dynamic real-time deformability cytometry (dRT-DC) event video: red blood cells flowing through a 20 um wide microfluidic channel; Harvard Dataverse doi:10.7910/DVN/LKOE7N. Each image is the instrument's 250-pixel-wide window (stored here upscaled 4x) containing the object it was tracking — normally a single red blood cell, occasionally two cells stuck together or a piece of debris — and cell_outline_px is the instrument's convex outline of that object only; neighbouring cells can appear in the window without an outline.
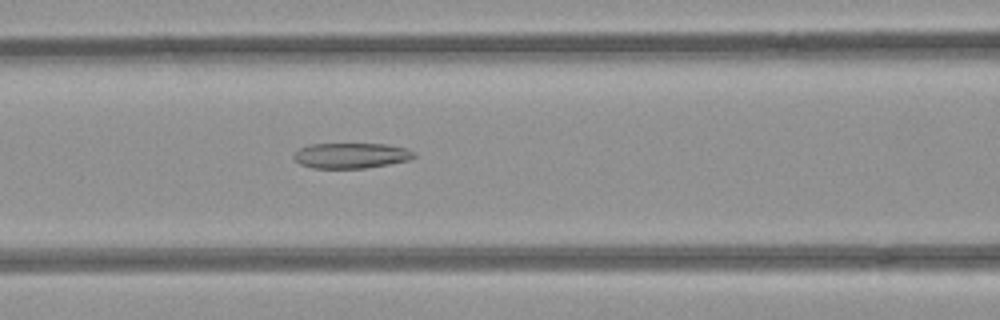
{"species": "common noctule bat (a hibernating species)", "species_latin": "Nyctalus noctula", "temperature_condition": "room temperature", "stored_images_in_passage": 53, "camera_frame_rate_fps": 3000, "um_per_image_px": 0.085, "animal": {"sex": "female", "body_mass_g": 21.9}, "frame": {"image": 1, "passage_image": 23, "time_ms": 7.333, "image_size_px": [1000, 320], "cell_outline_px": [[416, 156], [412, 160], [364, 168], [312, 168], [300, 164], [292, 156], [300, 148], [308, 144], [388, 144], [408, 148], [416, 152]], "centroid_in_image_um": [29.9, 13.22], "position_along_channel_um": 136.7, "area_um2": 17.98}}
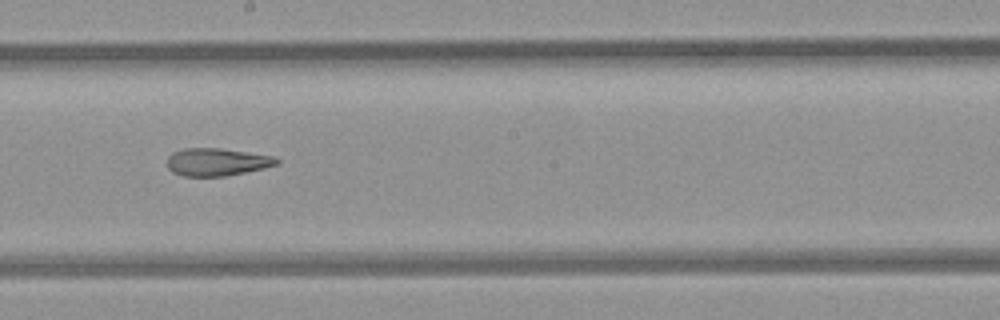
{"frame": {"image": 2, "passage_image": 30, "time_ms": 9.667, "image_size_px": [1000, 320], "cell_outline_px": [[280, 160], [276, 164], [264, 168], [224, 176], [184, 176], [172, 172], [168, 168], [168, 156], [172, 152], [184, 148], [220, 148], [272, 156]], "centroid_in_image_um": [18.39, 13.76], "position_along_channel_um": 229.8, "area_um2": 17.46}}
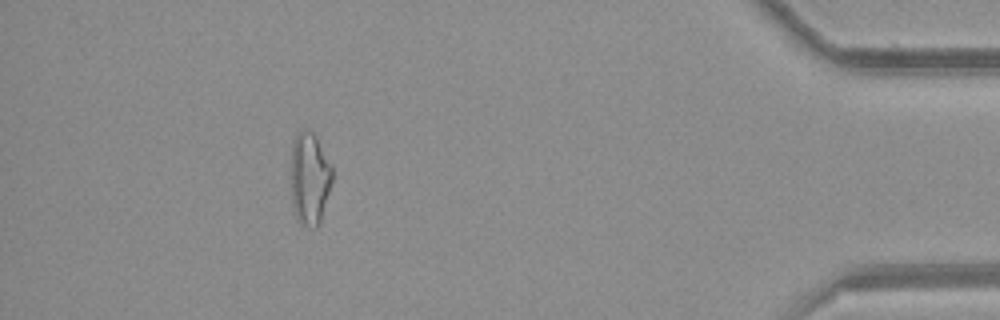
{"frame": {"image": 3, "passage_image": 48, "time_ms": 15.667, "image_size_px": [1000, 320], "cell_outline_px": [[332, 180], [320, 220], [316, 228], [312, 228], [300, 224], [296, 220], [292, 204], [292, 140], [304, 128], [312, 132], [316, 136], [332, 168]], "centroid_in_image_um": [26.3, 15.19], "position_along_channel_um": 408.9, "area_um2": 21.96}, "authors_computed_cell_mechanics": {"area_um2": 21.8484, "velocity_mm_per_s": 3.9807, "shape_relaxation_time_tau1_ms": null, "shape_relaxation_time_tau2_ms": 4.6679, "deformation_change_tau1": null, "deformation_change_tau2": 0.1633}}